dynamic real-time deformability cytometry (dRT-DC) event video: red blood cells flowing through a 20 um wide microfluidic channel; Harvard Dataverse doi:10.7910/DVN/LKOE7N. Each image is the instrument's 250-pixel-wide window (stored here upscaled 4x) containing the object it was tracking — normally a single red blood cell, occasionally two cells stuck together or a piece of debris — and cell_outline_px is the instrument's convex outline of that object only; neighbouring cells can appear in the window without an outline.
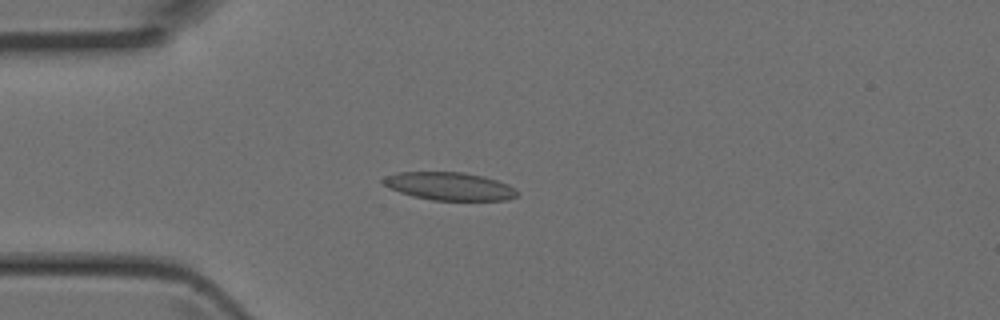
{"species": "Egyptian fruit bat (a non-hibernating species)", "species_latin": "Rousettus aegyptiacus", "temperature_condition": "room temperature", "stored_images_in_passage": 4, "camera_frame_rate_fps": 3000, "um_per_image_px": 0.085, "animal": {"sex": "female"}, "frame": {"image": 1, "passage_image": 4, "time_ms": 1.0, "image_size_px": [1000, 320], "cell_outline_px": [[520, 192], [516, 196], [508, 200], [432, 200], [412, 196], [400, 192], [384, 184], [380, 180], [384, 176], [396, 172], [464, 172], [484, 176], [508, 184], [516, 188]], "centroid_in_image_um": [38.22, 15.82], "position_along_channel_um": 46.8, "area_um2": 21.96}}